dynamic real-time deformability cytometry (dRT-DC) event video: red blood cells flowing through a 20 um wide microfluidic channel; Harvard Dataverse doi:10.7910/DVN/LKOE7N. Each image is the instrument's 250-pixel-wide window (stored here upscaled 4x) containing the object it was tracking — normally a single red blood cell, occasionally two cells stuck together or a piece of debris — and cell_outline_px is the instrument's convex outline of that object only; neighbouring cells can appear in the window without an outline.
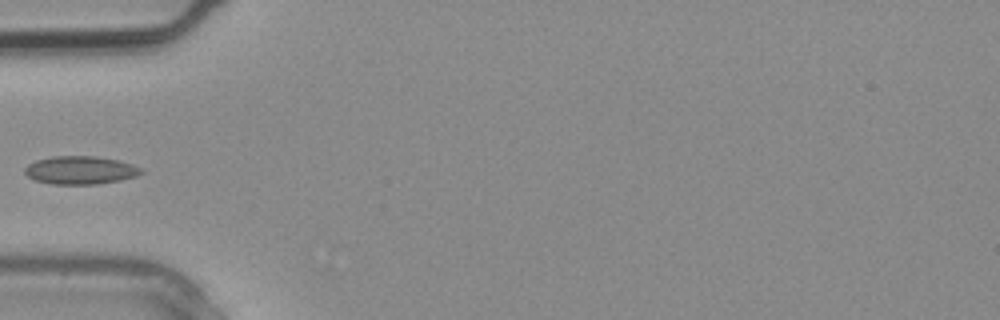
{"species": "common noctule bat (a hibernating species)", "species_latin": "Nyctalus noctula", "temperature_condition": "warm", "stored_images_in_passage": 4, "camera_frame_rate_fps": 3000, "um_per_image_px": 0.085, "animal": {"sex": "male", "body_mass_g": 20.4}, "frame": {"image": 1, "passage_image": 4, "time_ms": 1.0, "image_size_px": [1000, 320], "cell_outline_px": [[144, 172], [136, 176], [120, 180], [96, 184], [52, 184], [36, 180], [28, 176], [24, 172], [24, 168], [28, 164], [36, 160], [52, 156], [96, 156], [120, 160], [144, 168]], "centroid_in_image_um": [6.86, 14.45], "position_along_channel_um": 78.1, "area_um2": 19.19}}